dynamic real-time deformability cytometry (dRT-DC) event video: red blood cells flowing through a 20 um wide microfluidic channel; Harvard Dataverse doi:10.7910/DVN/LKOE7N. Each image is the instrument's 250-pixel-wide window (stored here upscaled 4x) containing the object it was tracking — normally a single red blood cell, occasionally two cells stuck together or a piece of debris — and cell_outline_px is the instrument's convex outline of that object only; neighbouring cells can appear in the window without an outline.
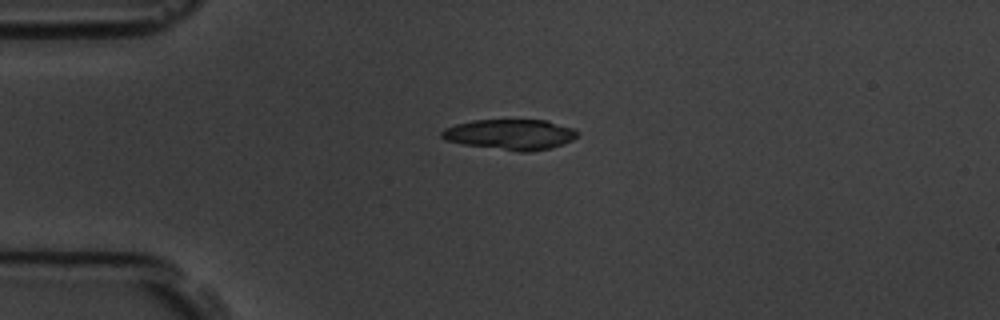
{"species": "common noctule bat (a hibernating species)", "species_latin": "Nyctalus noctula", "temperature_condition": "room temperature", "stored_images_in_passage": 2, "camera_frame_rate_fps": 3000, "um_per_image_px": 0.085, "animal": {"sex": "male", "body_mass_g": 19.5, "forearm_length_mm": 54.6}, "frame": {"image": 1, "passage_image": 1, "time_ms": 0.0, "image_size_px": [1000, 320], "cell_outline_px": [[580, 132], [572, 140], [564, 144], [552, 148], [528, 152], [520, 152], [464, 144], [444, 140], [440, 136], [440, 132], [444, 128], [456, 124], [472, 120], [548, 120], [572, 128]], "centroid_in_image_um": [43.38, 11.43], "position_along_channel_um": 41.6, "area_um2": 24.22}}